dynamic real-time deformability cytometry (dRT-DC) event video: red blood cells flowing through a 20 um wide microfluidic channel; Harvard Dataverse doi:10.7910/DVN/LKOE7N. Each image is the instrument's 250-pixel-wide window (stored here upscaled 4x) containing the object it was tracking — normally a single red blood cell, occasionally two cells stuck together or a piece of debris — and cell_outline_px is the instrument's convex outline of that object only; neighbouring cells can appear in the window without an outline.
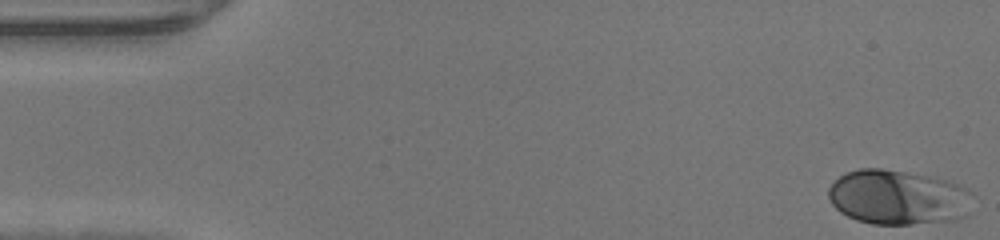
{"species": "human", "species_latin": "Homo sapiens", "temperature_condition": "warm", "stored_images_in_passage": 39, "camera_frame_rate_fps": 3000, "um_per_image_px": 0.085, "donor": {"sex": "male"}, "frame": {"image": 1, "passage_image": 1, "time_ms": 0.0, "image_size_px": [1000, 240], "cell_outline_px": [[972, 192], [960, 216], [956, 220], [908, 224], [872, 224], [856, 220], [840, 212], [832, 204], [828, 196], [828, 188], [840, 176], [848, 172], [860, 168], [880, 168], [904, 172], [944, 180], [968, 188]], "centroid_in_image_um": [76.23, 16.77], "position_along_channel_um": 8.8, "area_um2": 45.08}}
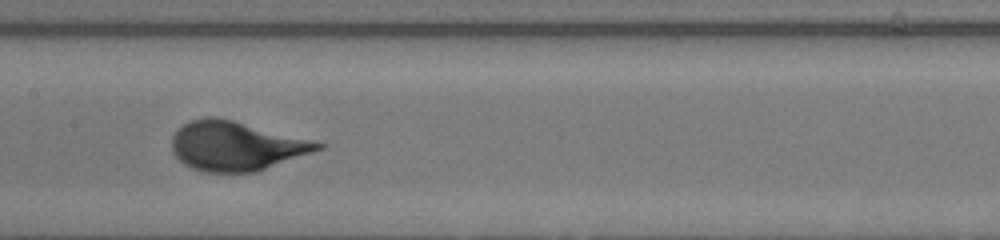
{"frame": {"image": 2, "passage_image": 23, "time_ms": 7.333, "image_size_px": [1000, 240], "cell_outline_px": [[324, 148], [256, 172], [204, 172], [192, 168], [184, 164], [172, 152], [172, 136], [184, 124], [192, 120], [204, 116], [216, 116], [232, 120], [324, 144]], "centroid_in_image_um": [20.01, 12.42], "position_along_channel_um": 187.4, "area_um2": 41.27}}
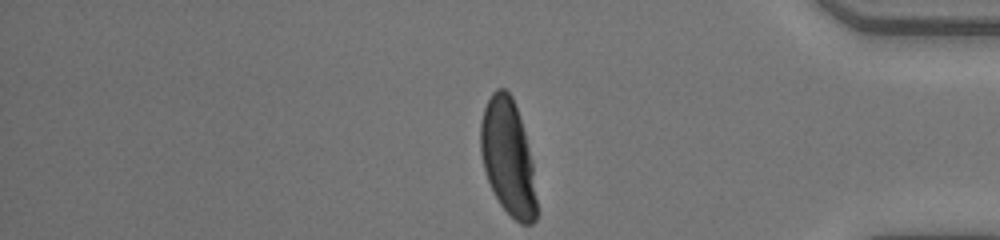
{"frame": {"image": 3, "passage_image": 39, "time_ms": 12.667, "image_size_px": [1000, 240], "cell_outline_px": [[536, 220], [532, 224], [520, 224], [500, 204], [488, 180], [484, 168], [480, 152], [480, 124], [484, 108], [492, 92], [496, 88], [504, 88], [512, 96], [524, 132], [532, 160], [536, 200]], "centroid_in_image_um": [43.17, 13.37], "position_along_channel_um": 392.0, "area_um2": 37.4}}